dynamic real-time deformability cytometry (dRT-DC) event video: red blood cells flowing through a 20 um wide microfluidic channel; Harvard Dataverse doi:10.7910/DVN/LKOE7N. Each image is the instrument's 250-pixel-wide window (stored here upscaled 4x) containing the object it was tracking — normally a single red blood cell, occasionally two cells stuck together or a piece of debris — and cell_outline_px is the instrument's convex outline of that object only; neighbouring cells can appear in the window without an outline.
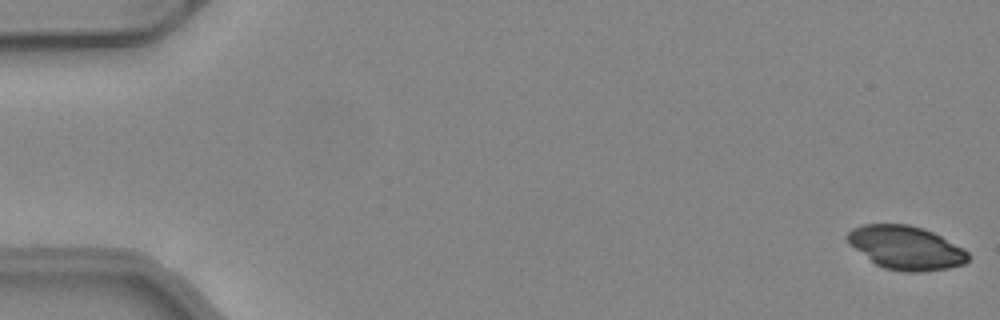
{"species": "common noctule bat (a hibernating species)", "species_latin": "Nyctalus noctula", "temperature_condition": "warm", "stored_images_in_passage": 50, "camera_frame_rate_fps": 3000, "um_per_image_px": 0.085, "animal": {"sex": "female", "body_mass_g": 24.6, "forearm_length_mm": 56.2}, "frame": {"image": 1, "passage_image": 1, "time_ms": 0.0, "image_size_px": [1000, 320], "cell_outline_px": [[972, 256], [964, 264], [948, 268], [920, 272], [904, 272], [884, 268], [876, 264], [848, 244], [844, 236], [852, 228], [864, 224], [908, 224], [932, 232], [964, 248]], "centroid_in_image_um": [76.99, 21.06], "position_along_channel_um": 8.0, "area_um2": 30.75}}